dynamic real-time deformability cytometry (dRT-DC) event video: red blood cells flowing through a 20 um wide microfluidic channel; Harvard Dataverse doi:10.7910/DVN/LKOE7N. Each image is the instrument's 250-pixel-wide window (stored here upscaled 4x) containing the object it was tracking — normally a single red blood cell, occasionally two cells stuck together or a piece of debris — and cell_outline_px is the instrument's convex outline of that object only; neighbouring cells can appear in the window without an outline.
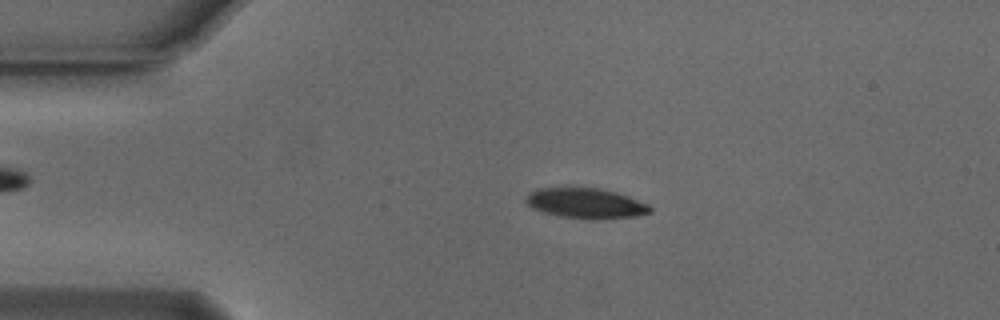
{"species": "Egyptian fruit bat (a non-hibernating species)", "species_latin": "Rousettus aegyptiacus", "temperature_condition": "cold", "stored_images_in_passage": 54, "camera_frame_rate_fps": 3000, "um_per_image_px": 0.085, "animal": {"sex": "male"}, "frame": {"image": 1, "passage_image": 11, "time_ms": 3.333, "image_size_px": [1000, 320], "cell_outline_px": [[652, 212], [636, 216], [596, 220], [592, 220], [560, 216], [544, 212], [532, 208], [524, 200], [528, 192], [536, 188], [600, 188], [616, 192], [628, 196], [648, 204], [652, 208]], "centroid_in_image_um": [49.79, 17.28], "position_along_channel_um": 35.2, "area_um2": 22.02}}
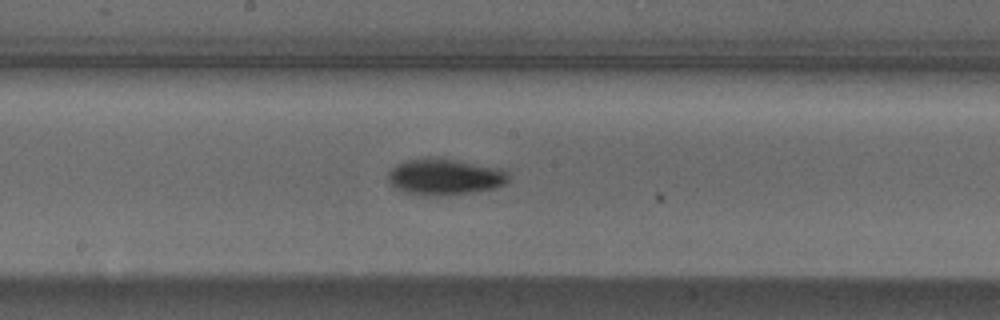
{"frame": {"image": 2, "passage_image": 28, "time_ms": 9.0, "image_size_px": [1000, 320], "cell_outline_px": [[508, 180], [504, 184], [496, 188], [448, 196], [420, 196], [404, 192], [396, 188], [388, 180], [388, 172], [396, 164], [408, 160], [452, 160], [500, 168], [508, 172]], "centroid_in_image_um": [37.8, 15.09], "position_along_channel_um": 210.4, "area_um2": 24.97}}
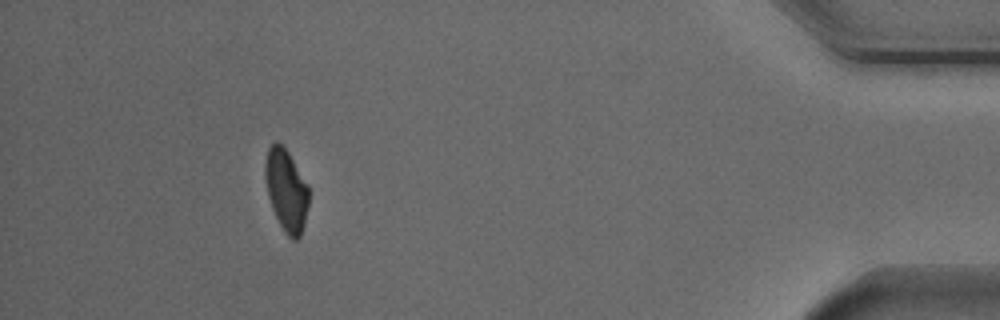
{"frame": {"image": 3, "passage_image": 49, "time_ms": 16.0, "image_size_px": [1000, 320], "cell_outline_px": [[308, 208], [304, 224], [300, 236], [296, 240], [292, 240], [284, 232], [272, 208], [268, 196], [264, 180], [264, 164], [268, 148], [276, 140], [288, 152], [308, 184]], "centroid_in_image_um": [24.32, 16.17], "position_along_channel_um": 410.9, "area_um2": 20.92}, "authors_computed_cell_mechanics": {"area_um2": 22.3686, "velocity_mm_per_s": 3.7597, "shape_relaxation_time_tau1_ms": 3.6417, "shape_relaxation_time_tau2_ms": null, "deformation_change_tau1": 0.1252, "deformation_change_tau2": null}}